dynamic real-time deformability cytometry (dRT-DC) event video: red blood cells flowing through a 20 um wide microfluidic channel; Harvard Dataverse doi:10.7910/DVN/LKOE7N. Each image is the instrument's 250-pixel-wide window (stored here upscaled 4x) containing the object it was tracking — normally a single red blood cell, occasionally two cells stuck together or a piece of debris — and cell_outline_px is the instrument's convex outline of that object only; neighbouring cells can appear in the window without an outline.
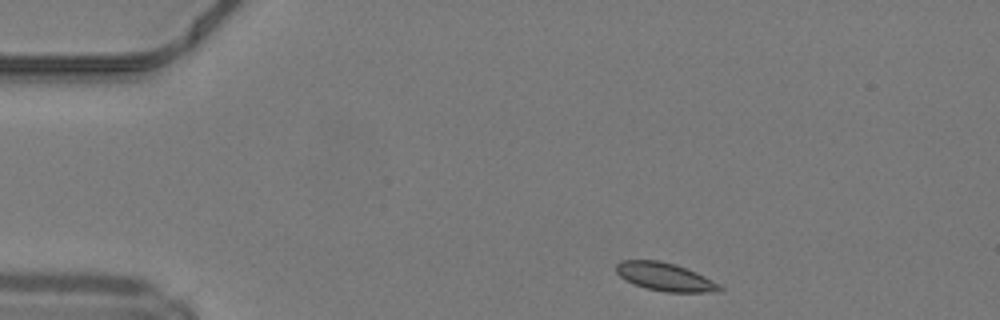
{"species": "common noctule bat (a hibernating species)", "species_latin": "Nyctalus noctula", "temperature_condition": "warm", "stored_images_in_passage": 42, "camera_frame_rate_fps": 3000, "um_per_image_px": 0.085, "animal": {"sex": "male", "body_mass_g": 19.2, "forearm_length_mm": 51.8}, "frame": {"image": 1, "passage_image": 1, "time_ms": 0.0, "image_size_px": [1000, 320], "cell_outline_px": [[724, 288], [720, 292], [664, 292], [648, 288], [624, 280], [616, 272], [616, 264], [620, 260], [660, 260], [676, 264], [696, 272], [720, 284]], "centroid_in_image_um": [56.54, 23.53], "position_along_channel_um": 28.5, "area_um2": 17.05}}
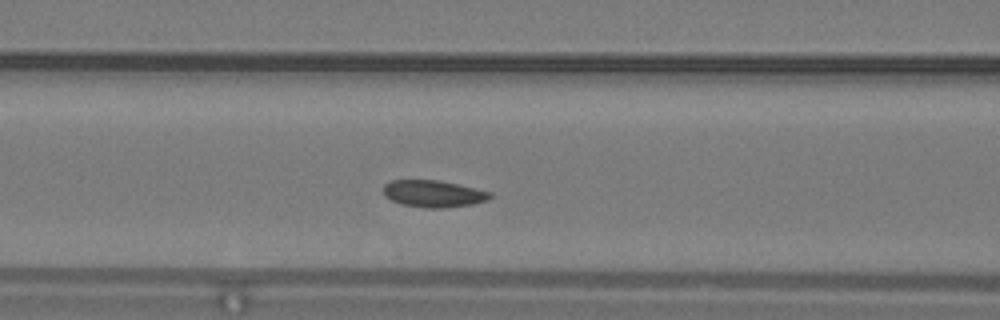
{"frame": {"image": 2, "passage_image": 13, "time_ms": 4.0, "image_size_px": [1000, 320], "cell_outline_px": [[492, 196], [488, 200], [472, 204], [444, 208], [424, 208], [400, 204], [384, 196], [384, 184], [392, 180], [436, 180], [456, 184], [492, 192]], "centroid_in_image_um": [36.83, 16.47], "position_along_channel_um": 129.8, "area_um2": 16.7}}
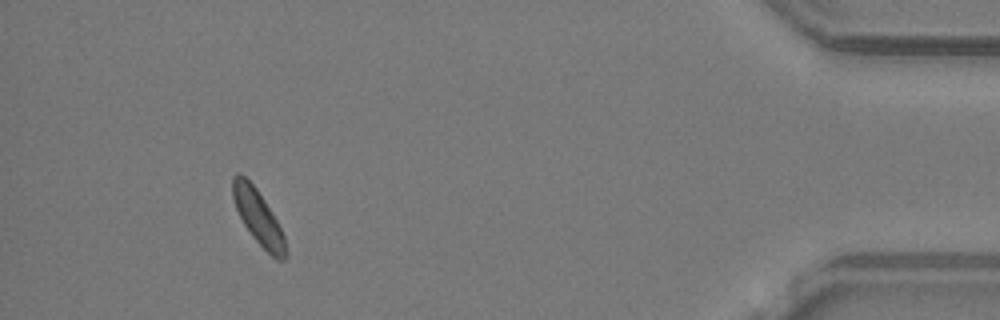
{"frame": {"image": 3, "passage_image": 38, "time_ms": 12.333, "image_size_px": [1000, 320], "cell_outline_px": [[288, 256], [284, 260], [276, 260], [252, 236], [244, 224], [236, 208], [232, 196], [232, 176], [236, 172], [240, 172], [256, 188], [264, 200], [276, 220], [284, 236], [288, 252]], "centroid_in_image_um": [21.95, 18.47], "position_along_channel_um": 413.3, "area_um2": 16.65}, "authors_computed_cell_mechanics": {"area_um2": 16.7909, "velocity_mm_per_s": 4.1694, "shape_relaxation_time_tau1_ms": 2.0646, "shape_relaxation_time_tau2_ms": null, "deformation_change_tau1": 0.0703, "deformation_change_tau2": null}}